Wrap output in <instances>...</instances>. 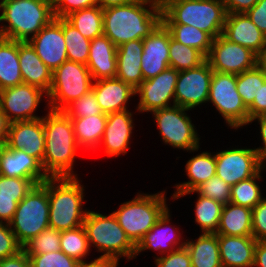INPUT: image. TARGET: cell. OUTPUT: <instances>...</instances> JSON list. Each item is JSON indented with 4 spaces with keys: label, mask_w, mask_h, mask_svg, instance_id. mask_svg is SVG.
<instances>
[{
    "label": "cell",
    "mask_w": 266,
    "mask_h": 267,
    "mask_svg": "<svg viewBox=\"0 0 266 267\" xmlns=\"http://www.w3.org/2000/svg\"><path fill=\"white\" fill-rule=\"evenodd\" d=\"M213 70L207 60L198 67L178 72L175 105L191 110L208 102Z\"/></svg>",
    "instance_id": "13"
},
{
    "label": "cell",
    "mask_w": 266,
    "mask_h": 267,
    "mask_svg": "<svg viewBox=\"0 0 266 267\" xmlns=\"http://www.w3.org/2000/svg\"><path fill=\"white\" fill-rule=\"evenodd\" d=\"M216 175L230 186L256 175L265 165L255 149H230L217 152Z\"/></svg>",
    "instance_id": "14"
},
{
    "label": "cell",
    "mask_w": 266,
    "mask_h": 267,
    "mask_svg": "<svg viewBox=\"0 0 266 267\" xmlns=\"http://www.w3.org/2000/svg\"><path fill=\"white\" fill-rule=\"evenodd\" d=\"M223 204L216 200L198 196L195 205V222L199 224L202 233H216L220 223Z\"/></svg>",
    "instance_id": "37"
},
{
    "label": "cell",
    "mask_w": 266,
    "mask_h": 267,
    "mask_svg": "<svg viewBox=\"0 0 266 267\" xmlns=\"http://www.w3.org/2000/svg\"><path fill=\"white\" fill-rule=\"evenodd\" d=\"M80 267H116V266L109 263V262L98 260L96 258L95 260L91 261L90 263L81 264Z\"/></svg>",
    "instance_id": "60"
},
{
    "label": "cell",
    "mask_w": 266,
    "mask_h": 267,
    "mask_svg": "<svg viewBox=\"0 0 266 267\" xmlns=\"http://www.w3.org/2000/svg\"><path fill=\"white\" fill-rule=\"evenodd\" d=\"M0 267H30L29 256L23 251L0 260Z\"/></svg>",
    "instance_id": "55"
},
{
    "label": "cell",
    "mask_w": 266,
    "mask_h": 267,
    "mask_svg": "<svg viewBox=\"0 0 266 267\" xmlns=\"http://www.w3.org/2000/svg\"><path fill=\"white\" fill-rule=\"evenodd\" d=\"M164 24L192 25L214 39L222 35L227 12L221 0H160Z\"/></svg>",
    "instance_id": "5"
},
{
    "label": "cell",
    "mask_w": 266,
    "mask_h": 267,
    "mask_svg": "<svg viewBox=\"0 0 266 267\" xmlns=\"http://www.w3.org/2000/svg\"><path fill=\"white\" fill-rule=\"evenodd\" d=\"M22 250L9 223L0 222V260L13 256Z\"/></svg>",
    "instance_id": "47"
},
{
    "label": "cell",
    "mask_w": 266,
    "mask_h": 267,
    "mask_svg": "<svg viewBox=\"0 0 266 267\" xmlns=\"http://www.w3.org/2000/svg\"><path fill=\"white\" fill-rule=\"evenodd\" d=\"M206 57L197 49L183 45L172 37L169 43V66L176 71L198 67Z\"/></svg>",
    "instance_id": "38"
},
{
    "label": "cell",
    "mask_w": 266,
    "mask_h": 267,
    "mask_svg": "<svg viewBox=\"0 0 266 267\" xmlns=\"http://www.w3.org/2000/svg\"><path fill=\"white\" fill-rule=\"evenodd\" d=\"M97 5L96 0H55L53 13L56 18H65L70 13Z\"/></svg>",
    "instance_id": "48"
},
{
    "label": "cell",
    "mask_w": 266,
    "mask_h": 267,
    "mask_svg": "<svg viewBox=\"0 0 266 267\" xmlns=\"http://www.w3.org/2000/svg\"><path fill=\"white\" fill-rule=\"evenodd\" d=\"M62 111L69 118H82L96 114H103L92 89L82 95L79 99L72 101Z\"/></svg>",
    "instance_id": "44"
},
{
    "label": "cell",
    "mask_w": 266,
    "mask_h": 267,
    "mask_svg": "<svg viewBox=\"0 0 266 267\" xmlns=\"http://www.w3.org/2000/svg\"><path fill=\"white\" fill-rule=\"evenodd\" d=\"M188 110L172 105L153 111L152 114L165 144L178 149L196 151L199 149L200 138L185 112Z\"/></svg>",
    "instance_id": "11"
},
{
    "label": "cell",
    "mask_w": 266,
    "mask_h": 267,
    "mask_svg": "<svg viewBox=\"0 0 266 267\" xmlns=\"http://www.w3.org/2000/svg\"><path fill=\"white\" fill-rule=\"evenodd\" d=\"M44 64L54 71L67 58L62 18H54L28 41Z\"/></svg>",
    "instance_id": "17"
},
{
    "label": "cell",
    "mask_w": 266,
    "mask_h": 267,
    "mask_svg": "<svg viewBox=\"0 0 266 267\" xmlns=\"http://www.w3.org/2000/svg\"><path fill=\"white\" fill-rule=\"evenodd\" d=\"M129 110L107 114V122L101 144L108 156H119L127 153L131 139L133 120Z\"/></svg>",
    "instance_id": "22"
},
{
    "label": "cell",
    "mask_w": 266,
    "mask_h": 267,
    "mask_svg": "<svg viewBox=\"0 0 266 267\" xmlns=\"http://www.w3.org/2000/svg\"><path fill=\"white\" fill-rule=\"evenodd\" d=\"M47 191L51 228L61 232L83 225L88 211L82 210L84 188L77 177H49Z\"/></svg>",
    "instance_id": "4"
},
{
    "label": "cell",
    "mask_w": 266,
    "mask_h": 267,
    "mask_svg": "<svg viewBox=\"0 0 266 267\" xmlns=\"http://www.w3.org/2000/svg\"><path fill=\"white\" fill-rule=\"evenodd\" d=\"M83 226L90 247L93 244L99 252H104L98 260L117 267L120 257H136V246L127 237L113 213L103 215L88 210Z\"/></svg>",
    "instance_id": "6"
},
{
    "label": "cell",
    "mask_w": 266,
    "mask_h": 267,
    "mask_svg": "<svg viewBox=\"0 0 266 267\" xmlns=\"http://www.w3.org/2000/svg\"><path fill=\"white\" fill-rule=\"evenodd\" d=\"M185 247L191 257V267H222L216 233H202L197 241L186 240Z\"/></svg>",
    "instance_id": "31"
},
{
    "label": "cell",
    "mask_w": 266,
    "mask_h": 267,
    "mask_svg": "<svg viewBox=\"0 0 266 267\" xmlns=\"http://www.w3.org/2000/svg\"><path fill=\"white\" fill-rule=\"evenodd\" d=\"M249 119L266 115V82L260 86L258 96H255L253 103L248 107Z\"/></svg>",
    "instance_id": "53"
},
{
    "label": "cell",
    "mask_w": 266,
    "mask_h": 267,
    "mask_svg": "<svg viewBox=\"0 0 266 267\" xmlns=\"http://www.w3.org/2000/svg\"><path fill=\"white\" fill-rule=\"evenodd\" d=\"M258 65L266 73V47L263 49V51L261 52V54L258 56Z\"/></svg>",
    "instance_id": "61"
},
{
    "label": "cell",
    "mask_w": 266,
    "mask_h": 267,
    "mask_svg": "<svg viewBox=\"0 0 266 267\" xmlns=\"http://www.w3.org/2000/svg\"><path fill=\"white\" fill-rule=\"evenodd\" d=\"M21 83L18 41L0 37V91Z\"/></svg>",
    "instance_id": "32"
},
{
    "label": "cell",
    "mask_w": 266,
    "mask_h": 267,
    "mask_svg": "<svg viewBox=\"0 0 266 267\" xmlns=\"http://www.w3.org/2000/svg\"><path fill=\"white\" fill-rule=\"evenodd\" d=\"M143 40H131L117 47L116 78L136 89L144 80L141 70Z\"/></svg>",
    "instance_id": "28"
},
{
    "label": "cell",
    "mask_w": 266,
    "mask_h": 267,
    "mask_svg": "<svg viewBox=\"0 0 266 267\" xmlns=\"http://www.w3.org/2000/svg\"><path fill=\"white\" fill-rule=\"evenodd\" d=\"M45 153L42 167L49 177H76L72 171L77 144L71 119L63 111L49 109L42 117Z\"/></svg>",
    "instance_id": "2"
},
{
    "label": "cell",
    "mask_w": 266,
    "mask_h": 267,
    "mask_svg": "<svg viewBox=\"0 0 266 267\" xmlns=\"http://www.w3.org/2000/svg\"><path fill=\"white\" fill-rule=\"evenodd\" d=\"M10 122L0 108V147L5 146L8 139Z\"/></svg>",
    "instance_id": "58"
},
{
    "label": "cell",
    "mask_w": 266,
    "mask_h": 267,
    "mask_svg": "<svg viewBox=\"0 0 266 267\" xmlns=\"http://www.w3.org/2000/svg\"><path fill=\"white\" fill-rule=\"evenodd\" d=\"M252 236L257 240H266V198L252 209Z\"/></svg>",
    "instance_id": "50"
},
{
    "label": "cell",
    "mask_w": 266,
    "mask_h": 267,
    "mask_svg": "<svg viewBox=\"0 0 266 267\" xmlns=\"http://www.w3.org/2000/svg\"><path fill=\"white\" fill-rule=\"evenodd\" d=\"M155 262L157 267H191V257L186 247L167 253L166 256L157 257Z\"/></svg>",
    "instance_id": "49"
},
{
    "label": "cell",
    "mask_w": 266,
    "mask_h": 267,
    "mask_svg": "<svg viewBox=\"0 0 266 267\" xmlns=\"http://www.w3.org/2000/svg\"><path fill=\"white\" fill-rule=\"evenodd\" d=\"M206 60L213 71L234 75L252 69L258 64V56L254 52L230 42L223 35L213 40Z\"/></svg>",
    "instance_id": "12"
},
{
    "label": "cell",
    "mask_w": 266,
    "mask_h": 267,
    "mask_svg": "<svg viewBox=\"0 0 266 267\" xmlns=\"http://www.w3.org/2000/svg\"><path fill=\"white\" fill-rule=\"evenodd\" d=\"M256 119L258 120V123L260 124V134L262 137L264 147L255 148V151L257 152L260 161L264 165H266L265 163L266 162V115H262L254 119H251L250 123H252Z\"/></svg>",
    "instance_id": "56"
},
{
    "label": "cell",
    "mask_w": 266,
    "mask_h": 267,
    "mask_svg": "<svg viewBox=\"0 0 266 267\" xmlns=\"http://www.w3.org/2000/svg\"><path fill=\"white\" fill-rule=\"evenodd\" d=\"M133 1L134 0H96V3L100 8L106 9L114 6H123Z\"/></svg>",
    "instance_id": "59"
},
{
    "label": "cell",
    "mask_w": 266,
    "mask_h": 267,
    "mask_svg": "<svg viewBox=\"0 0 266 267\" xmlns=\"http://www.w3.org/2000/svg\"><path fill=\"white\" fill-rule=\"evenodd\" d=\"M228 13H246L258 0H221Z\"/></svg>",
    "instance_id": "54"
},
{
    "label": "cell",
    "mask_w": 266,
    "mask_h": 267,
    "mask_svg": "<svg viewBox=\"0 0 266 267\" xmlns=\"http://www.w3.org/2000/svg\"><path fill=\"white\" fill-rule=\"evenodd\" d=\"M30 267H80L82 263L61 250L45 254H28Z\"/></svg>",
    "instance_id": "45"
},
{
    "label": "cell",
    "mask_w": 266,
    "mask_h": 267,
    "mask_svg": "<svg viewBox=\"0 0 266 267\" xmlns=\"http://www.w3.org/2000/svg\"><path fill=\"white\" fill-rule=\"evenodd\" d=\"M209 101L230 127L237 129L250 123L248 108L236 88V75L213 71Z\"/></svg>",
    "instance_id": "10"
},
{
    "label": "cell",
    "mask_w": 266,
    "mask_h": 267,
    "mask_svg": "<svg viewBox=\"0 0 266 267\" xmlns=\"http://www.w3.org/2000/svg\"><path fill=\"white\" fill-rule=\"evenodd\" d=\"M65 19L89 40L103 34V9L98 5L74 11Z\"/></svg>",
    "instance_id": "34"
},
{
    "label": "cell",
    "mask_w": 266,
    "mask_h": 267,
    "mask_svg": "<svg viewBox=\"0 0 266 267\" xmlns=\"http://www.w3.org/2000/svg\"><path fill=\"white\" fill-rule=\"evenodd\" d=\"M174 40L183 45L193 47L205 57L208 56L214 38L207 32L194 26L183 24H164Z\"/></svg>",
    "instance_id": "35"
},
{
    "label": "cell",
    "mask_w": 266,
    "mask_h": 267,
    "mask_svg": "<svg viewBox=\"0 0 266 267\" xmlns=\"http://www.w3.org/2000/svg\"><path fill=\"white\" fill-rule=\"evenodd\" d=\"M216 234L252 236V209L231 202L224 205Z\"/></svg>",
    "instance_id": "30"
},
{
    "label": "cell",
    "mask_w": 266,
    "mask_h": 267,
    "mask_svg": "<svg viewBox=\"0 0 266 267\" xmlns=\"http://www.w3.org/2000/svg\"><path fill=\"white\" fill-rule=\"evenodd\" d=\"M18 56L23 83L41 89L47 96L53 71L44 64L28 41H18Z\"/></svg>",
    "instance_id": "26"
},
{
    "label": "cell",
    "mask_w": 266,
    "mask_h": 267,
    "mask_svg": "<svg viewBox=\"0 0 266 267\" xmlns=\"http://www.w3.org/2000/svg\"><path fill=\"white\" fill-rule=\"evenodd\" d=\"M92 90L103 113L127 110V102L135 96V89L118 78L101 79L93 82Z\"/></svg>",
    "instance_id": "24"
},
{
    "label": "cell",
    "mask_w": 266,
    "mask_h": 267,
    "mask_svg": "<svg viewBox=\"0 0 266 267\" xmlns=\"http://www.w3.org/2000/svg\"><path fill=\"white\" fill-rule=\"evenodd\" d=\"M253 266L266 267V240L257 241Z\"/></svg>",
    "instance_id": "57"
},
{
    "label": "cell",
    "mask_w": 266,
    "mask_h": 267,
    "mask_svg": "<svg viewBox=\"0 0 266 267\" xmlns=\"http://www.w3.org/2000/svg\"><path fill=\"white\" fill-rule=\"evenodd\" d=\"M9 225L21 246L50 227L47 179L35 185L18 203Z\"/></svg>",
    "instance_id": "8"
},
{
    "label": "cell",
    "mask_w": 266,
    "mask_h": 267,
    "mask_svg": "<svg viewBox=\"0 0 266 267\" xmlns=\"http://www.w3.org/2000/svg\"><path fill=\"white\" fill-rule=\"evenodd\" d=\"M246 14L266 36V0H258V2L249 9Z\"/></svg>",
    "instance_id": "51"
},
{
    "label": "cell",
    "mask_w": 266,
    "mask_h": 267,
    "mask_svg": "<svg viewBox=\"0 0 266 267\" xmlns=\"http://www.w3.org/2000/svg\"><path fill=\"white\" fill-rule=\"evenodd\" d=\"M0 175L31 179L36 184L49 178L37 158L29 156L24 150L10 149L7 145L0 147Z\"/></svg>",
    "instance_id": "20"
},
{
    "label": "cell",
    "mask_w": 266,
    "mask_h": 267,
    "mask_svg": "<svg viewBox=\"0 0 266 267\" xmlns=\"http://www.w3.org/2000/svg\"><path fill=\"white\" fill-rule=\"evenodd\" d=\"M61 232L51 227L44 229L36 237L31 238L22 246V250L28 254H45L61 250Z\"/></svg>",
    "instance_id": "42"
},
{
    "label": "cell",
    "mask_w": 266,
    "mask_h": 267,
    "mask_svg": "<svg viewBox=\"0 0 266 267\" xmlns=\"http://www.w3.org/2000/svg\"><path fill=\"white\" fill-rule=\"evenodd\" d=\"M178 72L174 68L168 67L156 77L143 80L135 89V94H139L140 100L137 110L140 112H153L169 107L171 99H175V87L178 79ZM169 103V104H168Z\"/></svg>",
    "instance_id": "16"
},
{
    "label": "cell",
    "mask_w": 266,
    "mask_h": 267,
    "mask_svg": "<svg viewBox=\"0 0 266 267\" xmlns=\"http://www.w3.org/2000/svg\"><path fill=\"white\" fill-rule=\"evenodd\" d=\"M35 185L31 179L0 175V196L25 197Z\"/></svg>",
    "instance_id": "46"
},
{
    "label": "cell",
    "mask_w": 266,
    "mask_h": 267,
    "mask_svg": "<svg viewBox=\"0 0 266 267\" xmlns=\"http://www.w3.org/2000/svg\"><path fill=\"white\" fill-rule=\"evenodd\" d=\"M185 168L188 179L190 180L175 186L177 187V191L173 194V199H177V197L182 193L193 191L200 184L216 175L215 154L211 155V153L207 151L202 152L201 154L191 158L186 163Z\"/></svg>",
    "instance_id": "29"
},
{
    "label": "cell",
    "mask_w": 266,
    "mask_h": 267,
    "mask_svg": "<svg viewBox=\"0 0 266 267\" xmlns=\"http://www.w3.org/2000/svg\"><path fill=\"white\" fill-rule=\"evenodd\" d=\"M62 29L66 42L68 60L86 65L88 62L91 40L84 37L65 18H62Z\"/></svg>",
    "instance_id": "36"
},
{
    "label": "cell",
    "mask_w": 266,
    "mask_h": 267,
    "mask_svg": "<svg viewBox=\"0 0 266 267\" xmlns=\"http://www.w3.org/2000/svg\"><path fill=\"white\" fill-rule=\"evenodd\" d=\"M164 194L165 191L153 195L138 194L113 212L119 225L135 246L168 209Z\"/></svg>",
    "instance_id": "7"
},
{
    "label": "cell",
    "mask_w": 266,
    "mask_h": 267,
    "mask_svg": "<svg viewBox=\"0 0 266 267\" xmlns=\"http://www.w3.org/2000/svg\"><path fill=\"white\" fill-rule=\"evenodd\" d=\"M266 82V73L257 64L254 68L236 75V88L248 108L258 96L260 86Z\"/></svg>",
    "instance_id": "40"
},
{
    "label": "cell",
    "mask_w": 266,
    "mask_h": 267,
    "mask_svg": "<svg viewBox=\"0 0 266 267\" xmlns=\"http://www.w3.org/2000/svg\"><path fill=\"white\" fill-rule=\"evenodd\" d=\"M194 192L203 197L216 200L223 205L228 204L231 199V186L217 175L200 184L193 191L180 194L177 199Z\"/></svg>",
    "instance_id": "43"
},
{
    "label": "cell",
    "mask_w": 266,
    "mask_h": 267,
    "mask_svg": "<svg viewBox=\"0 0 266 267\" xmlns=\"http://www.w3.org/2000/svg\"><path fill=\"white\" fill-rule=\"evenodd\" d=\"M169 222L170 214L168 208L159 218L158 222L151 228L148 233L144 235L143 239L137 244L136 256L141 251L147 249L158 250L162 255H164V252H166L167 254L173 252L176 249L185 247V242H181L180 244L181 235H178L176 228L174 229L173 227V229H171L170 225H168Z\"/></svg>",
    "instance_id": "27"
},
{
    "label": "cell",
    "mask_w": 266,
    "mask_h": 267,
    "mask_svg": "<svg viewBox=\"0 0 266 267\" xmlns=\"http://www.w3.org/2000/svg\"><path fill=\"white\" fill-rule=\"evenodd\" d=\"M60 246L61 251L67 256L78 260L82 264H86L83 259L90 252V245L83 225L61 231Z\"/></svg>",
    "instance_id": "39"
},
{
    "label": "cell",
    "mask_w": 266,
    "mask_h": 267,
    "mask_svg": "<svg viewBox=\"0 0 266 267\" xmlns=\"http://www.w3.org/2000/svg\"><path fill=\"white\" fill-rule=\"evenodd\" d=\"M6 145L13 150H24L42 163L45 153L43 119L10 123Z\"/></svg>",
    "instance_id": "19"
},
{
    "label": "cell",
    "mask_w": 266,
    "mask_h": 267,
    "mask_svg": "<svg viewBox=\"0 0 266 267\" xmlns=\"http://www.w3.org/2000/svg\"><path fill=\"white\" fill-rule=\"evenodd\" d=\"M161 22L160 0H134L123 6L103 9V34L116 47L131 40L145 39Z\"/></svg>",
    "instance_id": "1"
},
{
    "label": "cell",
    "mask_w": 266,
    "mask_h": 267,
    "mask_svg": "<svg viewBox=\"0 0 266 267\" xmlns=\"http://www.w3.org/2000/svg\"><path fill=\"white\" fill-rule=\"evenodd\" d=\"M23 198L0 196V222L9 223L12 220L17 205Z\"/></svg>",
    "instance_id": "52"
},
{
    "label": "cell",
    "mask_w": 266,
    "mask_h": 267,
    "mask_svg": "<svg viewBox=\"0 0 266 267\" xmlns=\"http://www.w3.org/2000/svg\"><path fill=\"white\" fill-rule=\"evenodd\" d=\"M171 33L161 22L156 29L143 39L141 70L144 80L156 77L169 66V43Z\"/></svg>",
    "instance_id": "18"
},
{
    "label": "cell",
    "mask_w": 266,
    "mask_h": 267,
    "mask_svg": "<svg viewBox=\"0 0 266 267\" xmlns=\"http://www.w3.org/2000/svg\"><path fill=\"white\" fill-rule=\"evenodd\" d=\"M43 94L41 89L21 83L0 91V108L10 123L16 121H30L42 118L33 113ZM34 114V115H33Z\"/></svg>",
    "instance_id": "15"
},
{
    "label": "cell",
    "mask_w": 266,
    "mask_h": 267,
    "mask_svg": "<svg viewBox=\"0 0 266 267\" xmlns=\"http://www.w3.org/2000/svg\"><path fill=\"white\" fill-rule=\"evenodd\" d=\"M86 66L94 81L116 77L117 47L104 34L91 40Z\"/></svg>",
    "instance_id": "23"
},
{
    "label": "cell",
    "mask_w": 266,
    "mask_h": 267,
    "mask_svg": "<svg viewBox=\"0 0 266 267\" xmlns=\"http://www.w3.org/2000/svg\"><path fill=\"white\" fill-rule=\"evenodd\" d=\"M261 171L231 186V203L253 209L263 199L260 186L256 183L261 179Z\"/></svg>",
    "instance_id": "41"
},
{
    "label": "cell",
    "mask_w": 266,
    "mask_h": 267,
    "mask_svg": "<svg viewBox=\"0 0 266 267\" xmlns=\"http://www.w3.org/2000/svg\"><path fill=\"white\" fill-rule=\"evenodd\" d=\"M73 124L75 138L79 147L96 149L101 145L105 131L107 114H96L90 117L70 118Z\"/></svg>",
    "instance_id": "33"
},
{
    "label": "cell",
    "mask_w": 266,
    "mask_h": 267,
    "mask_svg": "<svg viewBox=\"0 0 266 267\" xmlns=\"http://www.w3.org/2000/svg\"><path fill=\"white\" fill-rule=\"evenodd\" d=\"M0 37L27 42L54 18L53 3L48 0H2Z\"/></svg>",
    "instance_id": "3"
},
{
    "label": "cell",
    "mask_w": 266,
    "mask_h": 267,
    "mask_svg": "<svg viewBox=\"0 0 266 267\" xmlns=\"http://www.w3.org/2000/svg\"><path fill=\"white\" fill-rule=\"evenodd\" d=\"M93 77L85 64L66 60L52 73V84L47 94L51 110L62 111L72 101L92 89Z\"/></svg>",
    "instance_id": "9"
},
{
    "label": "cell",
    "mask_w": 266,
    "mask_h": 267,
    "mask_svg": "<svg viewBox=\"0 0 266 267\" xmlns=\"http://www.w3.org/2000/svg\"><path fill=\"white\" fill-rule=\"evenodd\" d=\"M222 267H253L257 240L253 236L218 235Z\"/></svg>",
    "instance_id": "25"
},
{
    "label": "cell",
    "mask_w": 266,
    "mask_h": 267,
    "mask_svg": "<svg viewBox=\"0 0 266 267\" xmlns=\"http://www.w3.org/2000/svg\"><path fill=\"white\" fill-rule=\"evenodd\" d=\"M222 35L230 42L250 49L257 56L266 47V36L246 13H228Z\"/></svg>",
    "instance_id": "21"
}]
</instances>
